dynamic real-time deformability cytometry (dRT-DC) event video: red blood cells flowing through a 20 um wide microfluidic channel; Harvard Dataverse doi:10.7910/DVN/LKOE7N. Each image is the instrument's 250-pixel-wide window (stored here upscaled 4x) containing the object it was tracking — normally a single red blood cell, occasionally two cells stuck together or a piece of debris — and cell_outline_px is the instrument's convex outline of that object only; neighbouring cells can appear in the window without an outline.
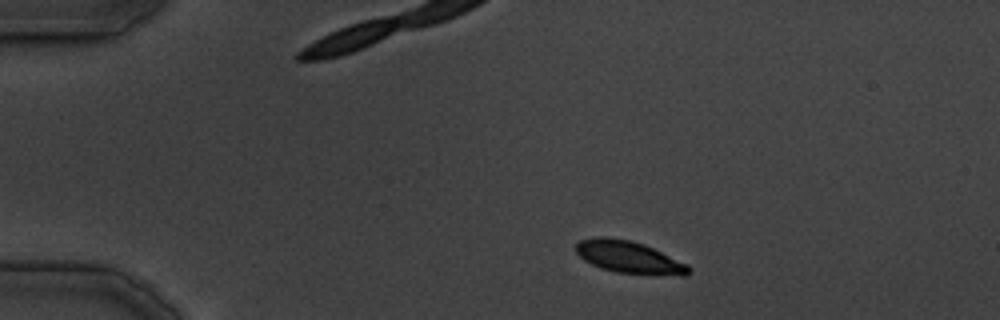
{"species": "common noctule bat (a hibernating species)", "species_latin": "Nyctalus noctula", "temperature_condition": "cold", "stored_images_in_passage": 8, "camera_frame_rate_fps": 3000, "um_per_image_px": 0.085, "animal": {"sex": "male", "body_mass_g": 19.5, "forearm_length_mm": 54.6}, "frame": {"image": 1, "passage_image": 1, "time_ms": 0.0, "image_size_px": [1000, 320], "cell_outline_px": [[692, 272], [684, 276], [680, 276], [616, 272], [600, 268], [584, 260], [576, 252], [576, 244], [580, 240], [596, 236], [604, 236], [632, 240], [644, 244], [688, 264], [692, 268]], "centroid_in_image_um": [53.49, 21.86], "position_along_channel_um": 31.5, "area_um2": 21.33}}